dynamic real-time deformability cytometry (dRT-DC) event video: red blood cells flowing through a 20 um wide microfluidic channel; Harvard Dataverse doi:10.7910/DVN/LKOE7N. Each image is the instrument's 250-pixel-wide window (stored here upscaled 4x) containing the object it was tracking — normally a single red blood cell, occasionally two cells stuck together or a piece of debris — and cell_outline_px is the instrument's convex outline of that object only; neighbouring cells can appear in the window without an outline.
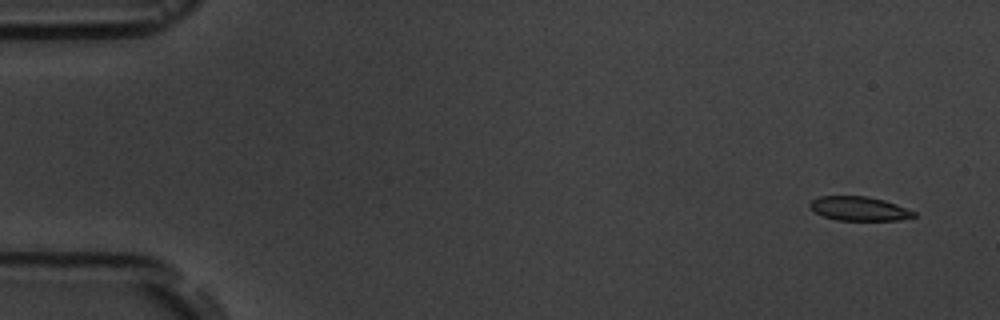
{"species": "common noctule bat (a hibernating species)", "species_latin": "Nyctalus noctula", "temperature_condition": "room temperature", "stored_images_in_passage": 5, "camera_frame_rate_fps": 3000, "um_per_image_px": 0.085, "animal": {"sex": "male", "body_mass_g": 19.5, "forearm_length_mm": 54.6}, "frame": {"image": 1, "passage_image": 1, "time_ms": 0.0, "image_size_px": [1000, 320], "cell_outline_px": [[916, 216], [896, 220], [836, 220], [824, 216], [816, 212], [808, 204], [812, 200], [820, 196], [868, 196], [884, 200], [896, 204], [916, 212]], "centroid_in_image_um": [73.03, 17.73], "position_along_channel_um": 12.0, "area_um2": 14.45}}
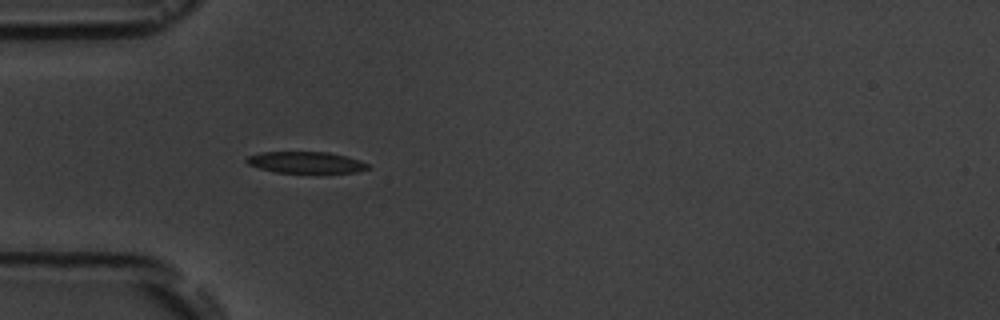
{"frame": {"image": 2, "passage_image": 5, "time_ms": 4.667, "image_size_px": [1000, 320], "cell_outline_px": [[372, 168], [356, 172], [276, 172], [260, 168], [248, 164], [244, 160], [248, 156], [260, 152], [328, 152], [360, 160], [368, 164]], "centroid_in_image_um": [25.99, 13.8], "position_along_channel_um": 59.0, "area_um2": 14.97}}